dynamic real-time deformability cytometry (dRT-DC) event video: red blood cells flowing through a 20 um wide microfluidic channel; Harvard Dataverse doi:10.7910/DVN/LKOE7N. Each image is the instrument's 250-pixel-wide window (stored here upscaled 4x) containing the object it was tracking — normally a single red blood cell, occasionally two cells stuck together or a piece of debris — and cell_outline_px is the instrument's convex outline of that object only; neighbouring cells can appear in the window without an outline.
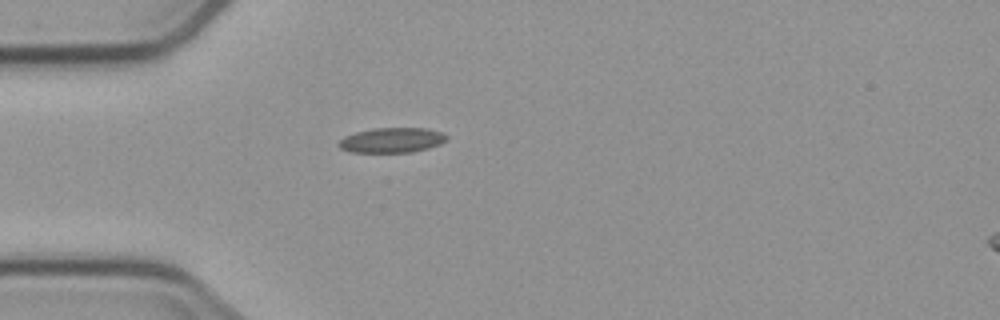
{"species": "common noctule bat (a hibernating species)", "species_latin": "Nyctalus noctula", "temperature_condition": "cold", "stored_images_in_passage": 3, "camera_frame_rate_fps": 3000, "um_per_image_px": 0.085, "animal": {"sex": "male", "body_mass_g": 23.1, "forearm_length_mm": 52.7}, "frame": {"image": 1, "passage_image": 1, "time_ms": 0.0, "image_size_px": [1000, 320], "cell_outline_px": [[448, 140], [440, 144], [428, 148], [412, 152], [348, 152], [340, 148], [336, 144], [344, 136], [356, 132], [372, 128], [424, 128], [440, 132], [448, 136]], "centroid_in_image_um": [33.28, 11.91], "position_along_channel_um": 51.7, "area_um2": 15.78}}
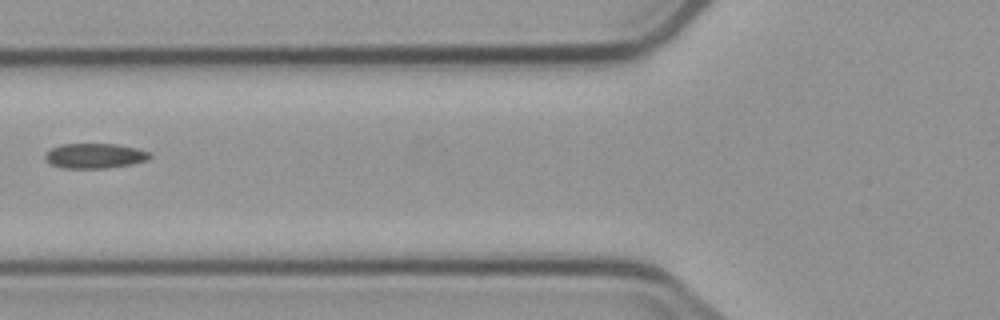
{"frame": {"image": 2, "passage_image": 3, "time_ms": 2.0, "image_size_px": [1000, 320], "cell_outline_px": [[152, 156], [148, 160], [128, 164], [104, 168], [64, 168], [52, 164], [44, 156], [52, 148], [60, 144], [116, 144], [136, 148], [148, 152]], "centroid_in_image_um": [8.06, 13.24], "position_along_channel_um": 117.7, "area_um2": 14.91}}